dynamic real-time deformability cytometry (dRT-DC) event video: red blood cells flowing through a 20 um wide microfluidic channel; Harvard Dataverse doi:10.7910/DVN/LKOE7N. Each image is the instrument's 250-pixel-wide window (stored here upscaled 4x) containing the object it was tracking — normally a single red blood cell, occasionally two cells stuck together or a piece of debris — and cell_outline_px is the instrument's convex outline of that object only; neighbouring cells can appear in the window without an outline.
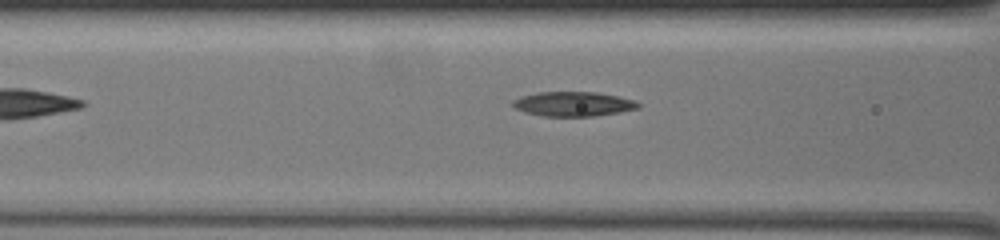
{"species": "common noctule bat (a hibernating species)", "species_latin": "Nyctalus noctula", "temperature_condition": "warm", "stored_images_in_passage": 31, "camera_frame_rate_fps": 3000, "um_per_image_px": 0.085, "animal": {"sex": "female", "body_mass_g": 19.5, "forearm_length_mm": 54.1}, "frame": {"image": 1, "passage_image": 6, "time_ms": 1.667, "image_size_px": [1000, 240], "cell_outline_px": [[640, 108], [620, 112], [596, 116], [544, 116], [524, 112], [516, 108], [512, 104], [512, 100], [520, 96], [536, 92], [596, 92], [616, 96], [632, 100], [640, 104]], "centroid_in_image_um": [48.7, 8.84], "position_along_channel_um": 117.9, "area_um2": 17.92}}
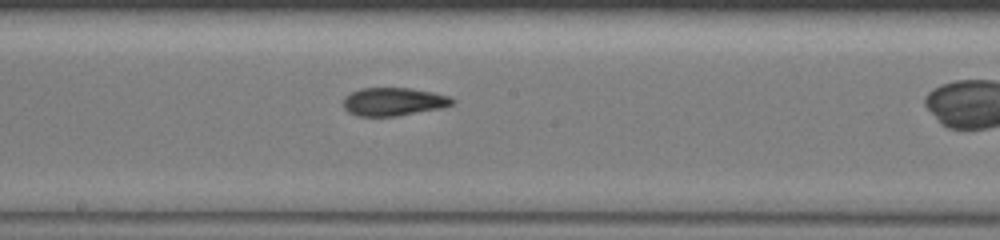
{"frame": {"image": 2, "passage_image": 15, "time_ms": 4.667, "image_size_px": [1000, 240], "cell_outline_px": [[456, 100], [452, 104], [440, 108], [396, 116], [356, 116], [348, 112], [344, 108], [344, 96], [360, 88], [412, 88], [432, 92], [448, 96]], "centroid_in_image_um": [33.42, 8.64], "position_along_channel_um": 214.8, "area_um2": 17.8}}
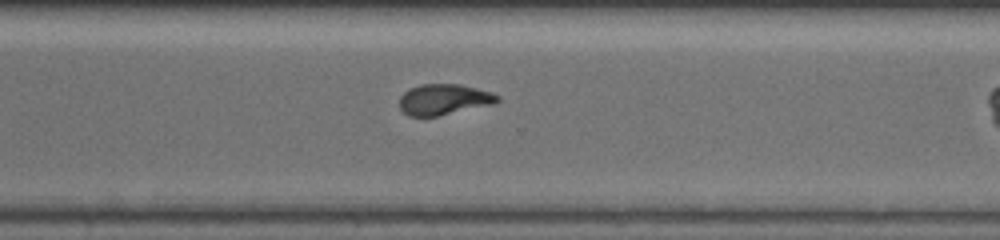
{"frame": {"image": 3, "passage_image": 26, "time_ms": 8.333, "image_size_px": [1000, 240], "cell_outline_px": [[500, 100], [496, 104], [436, 116], [408, 116], [400, 108], [400, 96], [408, 88], [420, 84], [460, 84], [492, 92], [500, 96]], "centroid_in_image_um": [37.75, 8.45], "position_along_channel_um": 332.8, "area_um2": 17.74}}